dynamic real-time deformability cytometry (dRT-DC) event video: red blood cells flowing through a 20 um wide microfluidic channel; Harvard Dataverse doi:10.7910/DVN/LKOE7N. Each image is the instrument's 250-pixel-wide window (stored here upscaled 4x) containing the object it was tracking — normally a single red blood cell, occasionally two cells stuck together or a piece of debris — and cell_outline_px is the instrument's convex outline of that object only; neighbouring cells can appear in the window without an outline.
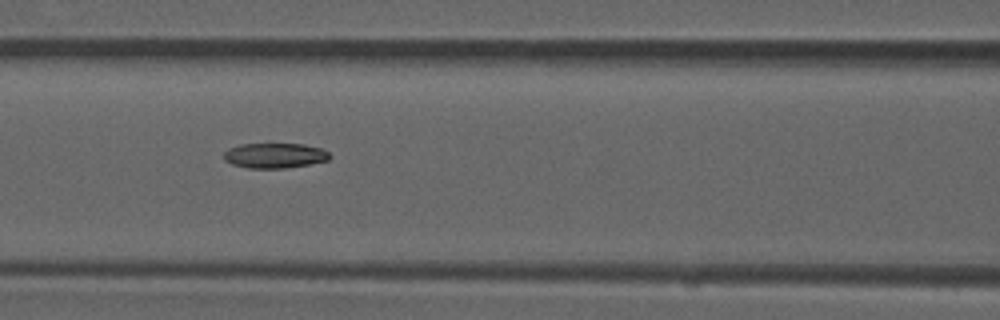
{"species": "common noctule bat (a hibernating species)", "species_latin": "Nyctalus noctula", "temperature_condition": "room temperature", "stored_images_in_passage": 7, "camera_frame_rate_fps": 3000, "um_per_image_px": 0.085, "animal": {"sex": "male", "forearm_length_mm": 52.5}, "frame": {"image": 1, "passage_image": 7, "time_ms": 2.0, "image_size_px": [1000, 320], "cell_outline_px": [[332, 156], [328, 160], [308, 164], [284, 168], [248, 168], [232, 164], [224, 160], [224, 152], [228, 148], [240, 144], [304, 144], [320, 148], [328, 152]], "centroid_in_image_um": [23.33, 13.22], "position_along_channel_um": 143.3, "area_um2": 15.43}}